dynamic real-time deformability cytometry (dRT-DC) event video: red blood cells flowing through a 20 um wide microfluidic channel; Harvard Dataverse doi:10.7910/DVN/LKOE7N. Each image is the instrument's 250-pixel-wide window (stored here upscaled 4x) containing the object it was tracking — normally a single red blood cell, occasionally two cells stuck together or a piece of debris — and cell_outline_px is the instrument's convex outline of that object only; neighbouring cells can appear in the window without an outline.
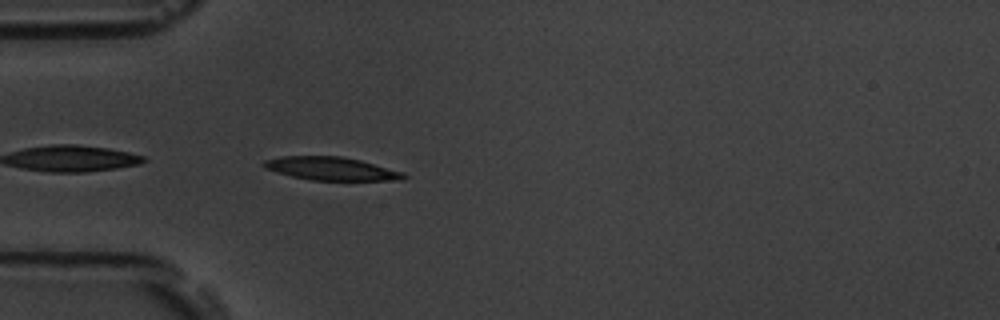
{"species": "common noctule bat (a hibernating species)", "species_latin": "Nyctalus noctula", "temperature_condition": "room temperature", "stored_images_in_passage": 42, "camera_frame_rate_fps": 3000, "um_per_image_px": 0.085, "animal": {"sex": "male", "body_mass_g": 19.5, "forearm_length_mm": 54.6}, "frame": {"image": 1, "passage_image": 2, "time_ms": 0.333, "image_size_px": [1000, 320], "cell_outline_px": [[408, 176], [404, 180], [312, 180], [292, 176], [276, 172], [264, 168], [260, 164], [264, 160], [280, 156], [340, 156], [360, 160], [404, 172]], "centroid_in_image_um": [28.14, 14.33], "position_along_channel_um": 56.9, "area_um2": 18.96}}
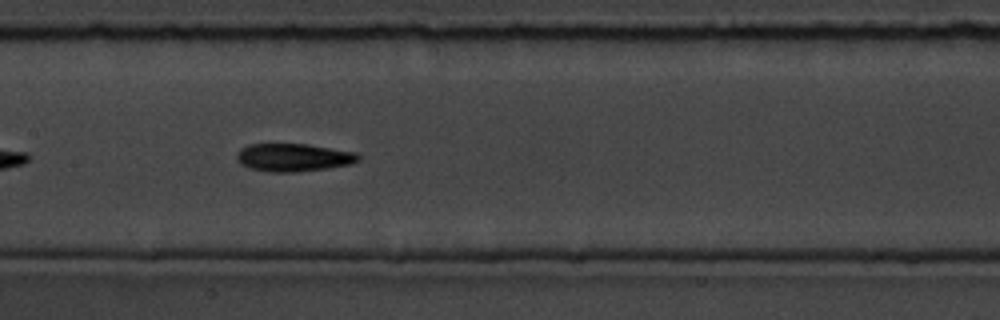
{"frame": {"image": 2, "passage_image": 13, "time_ms": 4.0, "image_size_px": [1000, 320], "cell_outline_px": [[360, 160], [352, 164], [328, 168], [296, 172], [268, 172], [248, 168], [240, 164], [236, 160], [236, 152], [240, 148], [248, 144], [308, 144], [356, 152], [360, 156]], "centroid_in_image_um": [24.92, 13.38], "position_along_channel_um": 182.5, "area_um2": 20.11}}
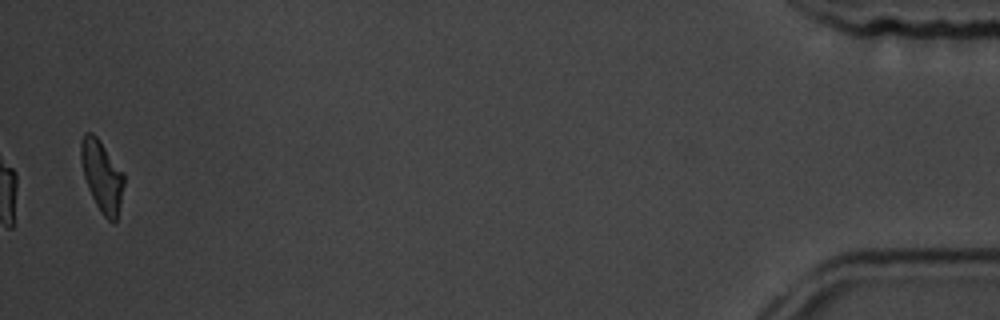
{"frame": {"image": 3, "passage_image": 41, "time_ms": 13.333, "image_size_px": [1000, 320], "cell_outline_px": [[124, 184], [120, 204], [116, 220], [112, 224], [100, 212], [88, 188], [84, 176], [80, 160], [80, 140], [84, 132], [92, 132], [100, 140], [124, 172]], "centroid_in_image_um": [8.65, 14.93], "position_along_channel_um": 426.5, "area_um2": 18.03}, "authors_computed_cell_mechanics": {"area_um2": 19.074, "velocity_mm_per_s": 3.5824, "shape_relaxation_time_tau1_ms": 2.8115, "shape_relaxation_time_tau2_ms": 8.4976, "deformation_change_tau1": 0.1811, "deformation_change_tau2": 0.1774}}